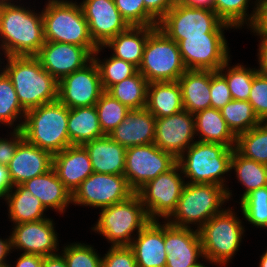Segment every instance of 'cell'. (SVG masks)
<instances>
[{
  "label": "cell",
  "instance_id": "7bdbcfd3",
  "mask_svg": "<svg viewBox=\"0 0 267 267\" xmlns=\"http://www.w3.org/2000/svg\"><path fill=\"white\" fill-rule=\"evenodd\" d=\"M129 26H158V20L145 8L143 0H114Z\"/></svg>",
  "mask_w": 267,
  "mask_h": 267
},
{
  "label": "cell",
  "instance_id": "8992f818",
  "mask_svg": "<svg viewBox=\"0 0 267 267\" xmlns=\"http://www.w3.org/2000/svg\"><path fill=\"white\" fill-rule=\"evenodd\" d=\"M234 149L222 144L195 141L177 159L182 174L190 179L186 183L216 184L226 188L225 178L222 177L231 171L230 160Z\"/></svg>",
  "mask_w": 267,
  "mask_h": 267
},
{
  "label": "cell",
  "instance_id": "9f6ffc18",
  "mask_svg": "<svg viewBox=\"0 0 267 267\" xmlns=\"http://www.w3.org/2000/svg\"><path fill=\"white\" fill-rule=\"evenodd\" d=\"M42 267H67V264L62 255L55 254L43 257Z\"/></svg>",
  "mask_w": 267,
  "mask_h": 267
},
{
  "label": "cell",
  "instance_id": "5bb4252c",
  "mask_svg": "<svg viewBox=\"0 0 267 267\" xmlns=\"http://www.w3.org/2000/svg\"><path fill=\"white\" fill-rule=\"evenodd\" d=\"M177 44L187 70L218 71L230 59L223 33L184 37Z\"/></svg>",
  "mask_w": 267,
  "mask_h": 267
},
{
  "label": "cell",
  "instance_id": "484cf974",
  "mask_svg": "<svg viewBox=\"0 0 267 267\" xmlns=\"http://www.w3.org/2000/svg\"><path fill=\"white\" fill-rule=\"evenodd\" d=\"M21 185L37 197L46 209L52 208L63 213L67 205L72 203V194L65 188L53 168Z\"/></svg>",
  "mask_w": 267,
  "mask_h": 267
},
{
  "label": "cell",
  "instance_id": "f546056e",
  "mask_svg": "<svg viewBox=\"0 0 267 267\" xmlns=\"http://www.w3.org/2000/svg\"><path fill=\"white\" fill-rule=\"evenodd\" d=\"M194 118L195 134H200L198 141L235 148L237 136L228 127L220 110L212 107L206 108L195 113Z\"/></svg>",
  "mask_w": 267,
  "mask_h": 267
},
{
  "label": "cell",
  "instance_id": "9c48e42d",
  "mask_svg": "<svg viewBox=\"0 0 267 267\" xmlns=\"http://www.w3.org/2000/svg\"><path fill=\"white\" fill-rule=\"evenodd\" d=\"M198 231L204 258L223 266L239 250L244 227L229 208L214 215Z\"/></svg>",
  "mask_w": 267,
  "mask_h": 267
},
{
  "label": "cell",
  "instance_id": "d6986e66",
  "mask_svg": "<svg viewBox=\"0 0 267 267\" xmlns=\"http://www.w3.org/2000/svg\"><path fill=\"white\" fill-rule=\"evenodd\" d=\"M94 43L103 47L129 25L122 18L114 0H83L80 3Z\"/></svg>",
  "mask_w": 267,
  "mask_h": 267
},
{
  "label": "cell",
  "instance_id": "cb8c5ba5",
  "mask_svg": "<svg viewBox=\"0 0 267 267\" xmlns=\"http://www.w3.org/2000/svg\"><path fill=\"white\" fill-rule=\"evenodd\" d=\"M155 123L156 118L146 108L133 109L108 136L125 148L152 144Z\"/></svg>",
  "mask_w": 267,
  "mask_h": 267
},
{
  "label": "cell",
  "instance_id": "603a6c76",
  "mask_svg": "<svg viewBox=\"0 0 267 267\" xmlns=\"http://www.w3.org/2000/svg\"><path fill=\"white\" fill-rule=\"evenodd\" d=\"M136 236L129 247L134 252L137 267H166L164 224L150 220Z\"/></svg>",
  "mask_w": 267,
  "mask_h": 267
},
{
  "label": "cell",
  "instance_id": "f1b7e54d",
  "mask_svg": "<svg viewBox=\"0 0 267 267\" xmlns=\"http://www.w3.org/2000/svg\"><path fill=\"white\" fill-rule=\"evenodd\" d=\"M155 118L168 117L182 110V91L178 81L150 82L145 107Z\"/></svg>",
  "mask_w": 267,
  "mask_h": 267
},
{
  "label": "cell",
  "instance_id": "d4e9b609",
  "mask_svg": "<svg viewBox=\"0 0 267 267\" xmlns=\"http://www.w3.org/2000/svg\"><path fill=\"white\" fill-rule=\"evenodd\" d=\"M87 150L93 171L96 173L123 175L126 162V148L108 135L83 144Z\"/></svg>",
  "mask_w": 267,
  "mask_h": 267
},
{
  "label": "cell",
  "instance_id": "8d00e7d4",
  "mask_svg": "<svg viewBox=\"0 0 267 267\" xmlns=\"http://www.w3.org/2000/svg\"><path fill=\"white\" fill-rule=\"evenodd\" d=\"M228 62L229 60L218 71L226 78L232 99L248 101L253 78L258 73L257 69H247L241 64L228 67ZM225 69L227 73H222Z\"/></svg>",
  "mask_w": 267,
  "mask_h": 267
},
{
  "label": "cell",
  "instance_id": "f5cc1de1",
  "mask_svg": "<svg viewBox=\"0 0 267 267\" xmlns=\"http://www.w3.org/2000/svg\"><path fill=\"white\" fill-rule=\"evenodd\" d=\"M13 188L8 166L0 165V199Z\"/></svg>",
  "mask_w": 267,
  "mask_h": 267
},
{
  "label": "cell",
  "instance_id": "d590c367",
  "mask_svg": "<svg viewBox=\"0 0 267 267\" xmlns=\"http://www.w3.org/2000/svg\"><path fill=\"white\" fill-rule=\"evenodd\" d=\"M220 111L228 127L236 136L261 122L248 101L232 99Z\"/></svg>",
  "mask_w": 267,
  "mask_h": 267
},
{
  "label": "cell",
  "instance_id": "7dc6e473",
  "mask_svg": "<svg viewBox=\"0 0 267 267\" xmlns=\"http://www.w3.org/2000/svg\"><path fill=\"white\" fill-rule=\"evenodd\" d=\"M102 267H137L133 250L129 246H111L102 257Z\"/></svg>",
  "mask_w": 267,
  "mask_h": 267
},
{
  "label": "cell",
  "instance_id": "f6af8a7d",
  "mask_svg": "<svg viewBox=\"0 0 267 267\" xmlns=\"http://www.w3.org/2000/svg\"><path fill=\"white\" fill-rule=\"evenodd\" d=\"M248 102L261 122L267 120V76L257 73L252 81Z\"/></svg>",
  "mask_w": 267,
  "mask_h": 267
},
{
  "label": "cell",
  "instance_id": "e575fe53",
  "mask_svg": "<svg viewBox=\"0 0 267 267\" xmlns=\"http://www.w3.org/2000/svg\"><path fill=\"white\" fill-rule=\"evenodd\" d=\"M235 150L245 158L267 165V123L260 122L254 128L238 134Z\"/></svg>",
  "mask_w": 267,
  "mask_h": 267
},
{
  "label": "cell",
  "instance_id": "11a10c76",
  "mask_svg": "<svg viewBox=\"0 0 267 267\" xmlns=\"http://www.w3.org/2000/svg\"><path fill=\"white\" fill-rule=\"evenodd\" d=\"M177 3L189 8L214 11V0H177Z\"/></svg>",
  "mask_w": 267,
  "mask_h": 267
},
{
  "label": "cell",
  "instance_id": "1f68e13d",
  "mask_svg": "<svg viewBox=\"0 0 267 267\" xmlns=\"http://www.w3.org/2000/svg\"><path fill=\"white\" fill-rule=\"evenodd\" d=\"M4 199L7 200L9 216L14 224L46 219L43 216L46 208L42 202L22 185L13 186Z\"/></svg>",
  "mask_w": 267,
  "mask_h": 267
},
{
  "label": "cell",
  "instance_id": "ee69618b",
  "mask_svg": "<svg viewBox=\"0 0 267 267\" xmlns=\"http://www.w3.org/2000/svg\"><path fill=\"white\" fill-rule=\"evenodd\" d=\"M62 251L67 267H102V258L90 245L72 243Z\"/></svg>",
  "mask_w": 267,
  "mask_h": 267
},
{
  "label": "cell",
  "instance_id": "52a82bcc",
  "mask_svg": "<svg viewBox=\"0 0 267 267\" xmlns=\"http://www.w3.org/2000/svg\"><path fill=\"white\" fill-rule=\"evenodd\" d=\"M150 221L140 197L135 192L128 199L101 209L97 224L92 229L102 234L111 246H129L137 234Z\"/></svg>",
  "mask_w": 267,
  "mask_h": 267
},
{
  "label": "cell",
  "instance_id": "4dcf8cb0",
  "mask_svg": "<svg viewBox=\"0 0 267 267\" xmlns=\"http://www.w3.org/2000/svg\"><path fill=\"white\" fill-rule=\"evenodd\" d=\"M67 130L71 145H83L105 136L95 105L69 109Z\"/></svg>",
  "mask_w": 267,
  "mask_h": 267
},
{
  "label": "cell",
  "instance_id": "6da1fadb",
  "mask_svg": "<svg viewBox=\"0 0 267 267\" xmlns=\"http://www.w3.org/2000/svg\"><path fill=\"white\" fill-rule=\"evenodd\" d=\"M0 38L5 56H35L45 43L42 12L0 0Z\"/></svg>",
  "mask_w": 267,
  "mask_h": 267
},
{
  "label": "cell",
  "instance_id": "ba28073f",
  "mask_svg": "<svg viewBox=\"0 0 267 267\" xmlns=\"http://www.w3.org/2000/svg\"><path fill=\"white\" fill-rule=\"evenodd\" d=\"M187 70L178 44L156 27L148 36L138 71L150 82H171Z\"/></svg>",
  "mask_w": 267,
  "mask_h": 267
},
{
  "label": "cell",
  "instance_id": "c3c4849f",
  "mask_svg": "<svg viewBox=\"0 0 267 267\" xmlns=\"http://www.w3.org/2000/svg\"><path fill=\"white\" fill-rule=\"evenodd\" d=\"M12 139L0 138V165L8 166L15 155L19 143L24 139L21 129H13Z\"/></svg>",
  "mask_w": 267,
  "mask_h": 267
},
{
  "label": "cell",
  "instance_id": "ab89813d",
  "mask_svg": "<svg viewBox=\"0 0 267 267\" xmlns=\"http://www.w3.org/2000/svg\"><path fill=\"white\" fill-rule=\"evenodd\" d=\"M101 49L102 46L97 48V51L93 54V59L98 66L104 91H107L114 84L133 76L138 71V68L132 63L126 62L114 56H111L109 59L101 62L100 59L95 57Z\"/></svg>",
  "mask_w": 267,
  "mask_h": 267
},
{
  "label": "cell",
  "instance_id": "2e32d148",
  "mask_svg": "<svg viewBox=\"0 0 267 267\" xmlns=\"http://www.w3.org/2000/svg\"><path fill=\"white\" fill-rule=\"evenodd\" d=\"M194 114L182 110L168 117L156 118L154 144L178 159L195 141ZM192 142V143H191Z\"/></svg>",
  "mask_w": 267,
  "mask_h": 267
},
{
  "label": "cell",
  "instance_id": "8fae6325",
  "mask_svg": "<svg viewBox=\"0 0 267 267\" xmlns=\"http://www.w3.org/2000/svg\"><path fill=\"white\" fill-rule=\"evenodd\" d=\"M181 173L176 163L170 170L159 174L136 191L150 220H158L159 217L167 220L175 211L186 184Z\"/></svg>",
  "mask_w": 267,
  "mask_h": 267
},
{
  "label": "cell",
  "instance_id": "d6a6232c",
  "mask_svg": "<svg viewBox=\"0 0 267 267\" xmlns=\"http://www.w3.org/2000/svg\"><path fill=\"white\" fill-rule=\"evenodd\" d=\"M149 82L137 71L133 76L111 86L107 92L130 110L146 107Z\"/></svg>",
  "mask_w": 267,
  "mask_h": 267
},
{
  "label": "cell",
  "instance_id": "9a60e30c",
  "mask_svg": "<svg viewBox=\"0 0 267 267\" xmlns=\"http://www.w3.org/2000/svg\"><path fill=\"white\" fill-rule=\"evenodd\" d=\"M103 92L94 59L58 82V100L69 109L93 106Z\"/></svg>",
  "mask_w": 267,
  "mask_h": 267
},
{
  "label": "cell",
  "instance_id": "ffe728a7",
  "mask_svg": "<svg viewBox=\"0 0 267 267\" xmlns=\"http://www.w3.org/2000/svg\"><path fill=\"white\" fill-rule=\"evenodd\" d=\"M53 220L46 218L34 222L15 224L11 234V249L24 250L26 254L42 257L57 254L58 237ZM55 252V253H54Z\"/></svg>",
  "mask_w": 267,
  "mask_h": 267
},
{
  "label": "cell",
  "instance_id": "4fadbf2b",
  "mask_svg": "<svg viewBox=\"0 0 267 267\" xmlns=\"http://www.w3.org/2000/svg\"><path fill=\"white\" fill-rule=\"evenodd\" d=\"M135 191L124 175L93 172L72 194V203L105 208L131 197Z\"/></svg>",
  "mask_w": 267,
  "mask_h": 267
},
{
  "label": "cell",
  "instance_id": "f35d334b",
  "mask_svg": "<svg viewBox=\"0 0 267 267\" xmlns=\"http://www.w3.org/2000/svg\"><path fill=\"white\" fill-rule=\"evenodd\" d=\"M26 110L21 106L14 85L7 74L0 72V123L13 126L18 118H25ZM20 116V117H18Z\"/></svg>",
  "mask_w": 267,
  "mask_h": 267
},
{
  "label": "cell",
  "instance_id": "b9f144b4",
  "mask_svg": "<svg viewBox=\"0 0 267 267\" xmlns=\"http://www.w3.org/2000/svg\"><path fill=\"white\" fill-rule=\"evenodd\" d=\"M240 204L245 219L253 226L263 228L267 222V185L253 190Z\"/></svg>",
  "mask_w": 267,
  "mask_h": 267
},
{
  "label": "cell",
  "instance_id": "44dd1931",
  "mask_svg": "<svg viewBox=\"0 0 267 267\" xmlns=\"http://www.w3.org/2000/svg\"><path fill=\"white\" fill-rule=\"evenodd\" d=\"M53 166V154L23 139L11 159L8 168L13 186L40 176Z\"/></svg>",
  "mask_w": 267,
  "mask_h": 267
},
{
  "label": "cell",
  "instance_id": "277c9868",
  "mask_svg": "<svg viewBox=\"0 0 267 267\" xmlns=\"http://www.w3.org/2000/svg\"><path fill=\"white\" fill-rule=\"evenodd\" d=\"M72 1L48 0L42 10L45 41L85 47L92 55L99 48L91 38L81 5Z\"/></svg>",
  "mask_w": 267,
  "mask_h": 267
},
{
  "label": "cell",
  "instance_id": "3957f363",
  "mask_svg": "<svg viewBox=\"0 0 267 267\" xmlns=\"http://www.w3.org/2000/svg\"><path fill=\"white\" fill-rule=\"evenodd\" d=\"M68 116L69 108L56 100L26 111L24 121L14 129H21L27 142L55 154L71 145Z\"/></svg>",
  "mask_w": 267,
  "mask_h": 267
},
{
  "label": "cell",
  "instance_id": "83f0119b",
  "mask_svg": "<svg viewBox=\"0 0 267 267\" xmlns=\"http://www.w3.org/2000/svg\"><path fill=\"white\" fill-rule=\"evenodd\" d=\"M156 27L129 26L125 31L110 39L103 48H112V56L132 63L138 68L142 61L147 38Z\"/></svg>",
  "mask_w": 267,
  "mask_h": 267
},
{
  "label": "cell",
  "instance_id": "7a4b0ae2",
  "mask_svg": "<svg viewBox=\"0 0 267 267\" xmlns=\"http://www.w3.org/2000/svg\"><path fill=\"white\" fill-rule=\"evenodd\" d=\"M3 71L14 85L21 106L26 110L58 100V81L35 56H6Z\"/></svg>",
  "mask_w": 267,
  "mask_h": 267
},
{
  "label": "cell",
  "instance_id": "6f0895ef",
  "mask_svg": "<svg viewBox=\"0 0 267 267\" xmlns=\"http://www.w3.org/2000/svg\"><path fill=\"white\" fill-rule=\"evenodd\" d=\"M11 250V237L5 240L0 239V267H8L5 259Z\"/></svg>",
  "mask_w": 267,
  "mask_h": 267
},
{
  "label": "cell",
  "instance_id": "db71d44e",
  "mask_svg": "<svg viewBox=\"0 0 267 267\" xmlns=\"http://www.w3.org/2000/svg\"><path fill=\"white\" fill-rule=\"evenodd\" d=\"M260 38L261 42L259 45V53H258L260 68L257 69V71L262 75L267 76V38L266 37H260Z\"/></svg>",
  "mask_w": 267,
  "mask_h": 267
},
{
  "label": "cell",
  "instance_id": "816d5d0a",
  "mask_svg": "<svg viewBox=\"0 0 267 267\" xmlns=\"http://www.w3.org/2000/svg\"><path fill=\"white\" fill-rule=\"evenodd\" d=\"M43 257L36 254L22 253L17 259L15 267H42ZM11 267V265H8Z\"/></svg>",
  "mask_w": 267,
  "mask_h": 267
},
{
  "label": "cell",
  "instance_id": "5b68a950",
  "mask_svg": "<svg viewBox=\"0 0 267 267\" xmlns=\"http://www.w3.org/2000/svg\"><path fill=\"white\" fill-rule=\"evenodd\" d=\"M228 189L216 184L186 183L177 207L167 222L184 228H191L190 224L197 223L199 230L214 215L224 210L221 206L232 195Z\"/></svg>",
  "mask_w": 267,
  "mask_h": 267
},
{
  "label": "cell",
  "instance_id": "7402d4cb",
  "mask_svg": "<svg viewBox=\"0 0 267 267\" xmlns=\"http://www.w3.org/2000/svg\"><path fill=\"white\" fill-rule=\"evenodd\" d=\"M52 168L71 194L94 172L89 154L83 145H70L53 154Z\"/></svg>",
  "mask_w": 267,
  "mask_h": 267
},
{
  "label": "cell",
  "instance_id": "680465c9",
  "mask_svg": "<svg viewBox=\"0 0 267 267\" xmlns=\"http://www.w3.org/2000/svg\"><path fill=\"white\" fill-rule=\"evenodd\" d=\"M259 267H267V250L261 256Z\"/></svg>",
  "mask_w": 267,
  "mask_h": 267
},
{
  "label": "cell",
  "instance_id": "bcb514c9",
  "mask_svg": "<svg viewBox=\"0 0 267 267\" xmlns=\"http://www.w3.org/2000/svg\"><path fill=\"white\" fill-rule=\"evenodd\" d=\"M211 107L221 110L232 100L226 78L219 71H211Z\"/></svg>",
  "mask_w": 267,
  "mask_h": 267
},
{
  "label": "cell",
  "instance_id": "836d02e7",
  "mask_svg": "<svg viewBox=\"0 0 267 267\" xmlns=\"http://www.w3.org/2000/svg\"><path fill=\"white\" fill-rule=\"evenodd\" d=\"M232 169L235 170L238 181L246 187L241 200L253 190L267 185V165L245 158L235 149L230 160V170Z\"/></svg>",
  "mask_w": 267,
  "mask_h": 267
},
{
  "label": "cell",
  "instance_id": "4316f807",
  "mask_svg": "<svg viewBox=\"0 0 267 267\" xmlns=\"http://www.w3.org/2000/svg\"><path fill=\"white\" fill-rule=\"evenodd\" d=\"M178 83L184 110L195 114L211 107V70H186Z\"/></svg>",
  "mask_w": 267,
  "mask_h": 267
},
{
  "label": "cell",
  "instance_id": "e0dca14e",
  "mask_svg": "<svg viewBox=\"0 0 267 267\" xmlns=\"http://www.w3.org/2000/svg\"><path fill=\"white\" fill-rule=\"evenodd\" d=\"M35 57L58 82L93 59L85 47L52 41H45Z\"/></svg>",
  "mask_w": 267,
  "mask_h": 267
},
{
  "label": "cell",
  "instance_id": "30bf717a",
  "mask_svg": "<svg viewBox=\"0 0 267 267\" xmlns=\"http://www.w3.org/2000/svg\"><path fill=\"white\" fill-rule=\"evenodd\" d=\"M157 27L176 43L184 37L205 36V33H223L225 29H232L215 11L189 8L178 3L158 22Z\"/></svg>",
  "mask_w": 267,
  "mask_h": 267
},
{
  "label": "cell",
  "instance_id": "ac0fdd59",
  "mask_svg": "<svg viewBox=\"0 0 267 267\" xmlns=\"http://www.w3.org/2000/svg\"><path fill=\"white\" fill-rule=\"evenodd\" d=\"M164 223L166 267H201L197 262L204 257L199 231Z\"/></svg>",
  "mask_w": 267,
  "mask_h": 267
},
{
  "label": "cell",
  "instance_id": "7c38bea8",
  "mask_svg": "<svg viewBox=\"0 0 267 267\" xmlns=\"http://www.w3.org/2000/svg\"><path fill=\"white\" fill-rule=\"evenodd\" d=\"M177 163V159L158 148L154 143L126 148L124 177L136 192L145 183L167 172Z\"/></svg>",
  "mask_w": 267,
  "mask_h": 267
},
{
  "label": "cell",
  "instance_id": "681fc988",
  "mask_svg": "<svg viewBox=\"0 0 267 267\" xmlns=\"http://www.w3.org/2000/svg\"><path fill=\"white\" fill-rule=\"evenodd\" d=\"M255 6L257 7L256 16L249 28H252V32L257 33L258 36L267 38V0H262Z\"/></svg>",
  "mask_w": 267,
  "mask_h": 267
},
{
  "label": "cell",
  "instance_id": "74e56055",
  "mask_svg": "<svg viewBox=\"0 0 267 267\" xmlns=\"http://www.w3.org/2000/svg\"><path fill=\"white\" fill-rule=\"evenodd\" d=\"M101 129L109 135L127 117L130 109L104 91L95 104Z\"/></svg>",
  "mask_w": 267,
  "mask_h": 267
},
{
  "label": "cell",
  "instance_id": "f907efd6",
  "mask_svg": "<svg viewBox=\"0 0 267 267\" xmlns=\"http://www.w3.org/2000/svg\"><path fill=\"white\" fill-rule=\"evenodd\" d=\"M145 8L160 21L177 3V0H143Z\"/></svg>",
  "mask_w": 267,
  "mask_h": 267
},
{
  "label": "cell",
  "instance_id": "60d3db41",
  "mask_svg": "<svg viewBox=\"0 0 267 267\" xmlns=\"http://www.w3.org/2000/svg\"><path fill=\"white\" fill-rule=\"evenodd\" d=\"M248 2L250 0H214V11L217 16L225 23L233 28H241L244 23L251 26L254 22L257 7H254L253 12L249 16L247 12ZM248 16V18H247Z\"/></svg>",
  "mask_w": 267,
  "mask_h": 267
}]
</instances>
